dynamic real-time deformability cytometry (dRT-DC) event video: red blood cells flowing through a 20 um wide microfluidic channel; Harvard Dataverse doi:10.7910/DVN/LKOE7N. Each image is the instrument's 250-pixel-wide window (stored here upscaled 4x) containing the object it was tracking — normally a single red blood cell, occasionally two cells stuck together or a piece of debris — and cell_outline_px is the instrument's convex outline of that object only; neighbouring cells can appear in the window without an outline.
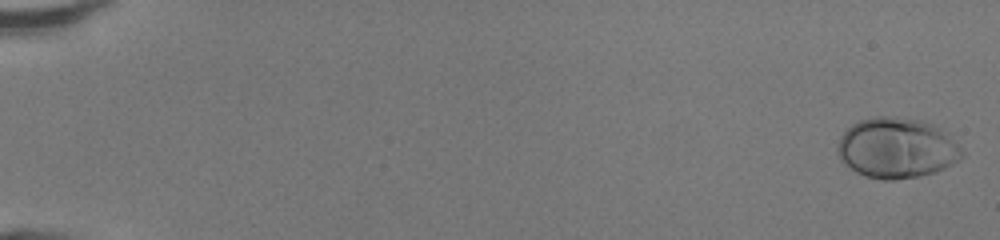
{"species": "human", "species_latin": "Homo sapiens", "temperature_condition": "room temperature", "stored_images_in_passage": 49, "camera_frame_rate_fps": 3000, "um_per_image_px": 0.085, "donor": {"sex": "female"}, "frame": {"image": 1, "passage_image": 1, "time_ms": 0.0, "image_size_px": [1000, 240], "cell_outline_px": [[964, 156], [960, 160], [944, 168], [920, 176], [892, 180], [884, 180], [864, 176], [856, 172], [844, 164], [840, 160], [836, 152], [836, 148], [840, 136], [852, 124], [860, 120], [876, 116], [888, 116], [924, 120], [940, 128], [964, 152]], "centroid_in_image_um": [76.18, 12.58], "position_along_channel_um": 8.8, "area_um2": 43.87}}
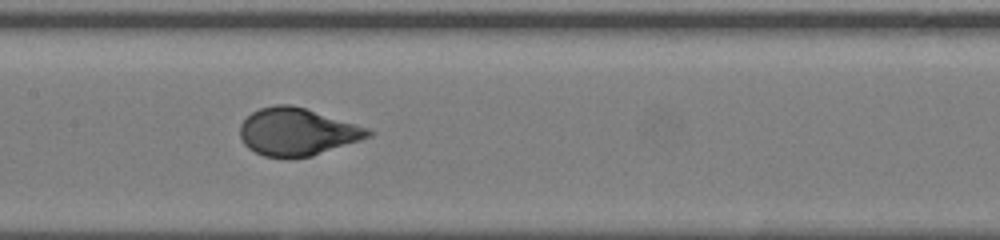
{"frame": {"image": 2, "passage_image": 26, "time_ms": 8.333, "image_size_px": [1000, 240], "cell_outline_px": [[376, 132], [372, 136], [312, 156], [288, 160], [264, 156], [248, 148], [244, 144], [240, 136], [240, 124], [252, 112], [260, 108], [276, 104], [288, 104], [304, 108], [368, 128]], "centroid_in_image_um": [25.24, 11.23], "position_along_channel_um": 182.2, "area_um2": 35.6}}
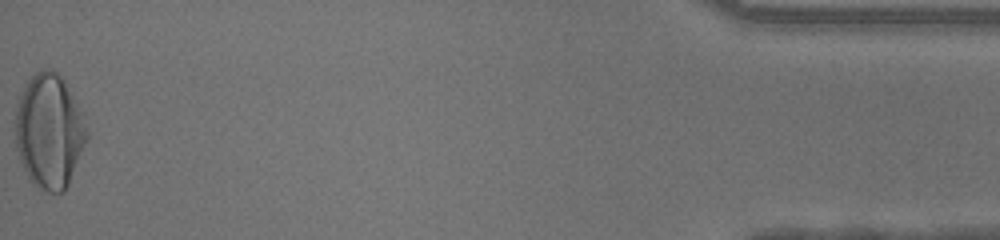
{"frame": {"image": 3, "passage_image": 49, "time_ms": 16.0, "image_size_px": [1000, 240], "cell_outline_px": [[88, 140], [68, 184], [64, 192], [48, 192], [32, 184], [28, 180], [20, 160], [16, 148], [16, 96], [24, 84], [36, 72], [44, 68], [48, 68], [56, 72], [64, 80], [84, 112], [88, 132]], "centroid_in_image_um": [4.19, 11.12], "position_along_channel_um": 431.0, "area_um2": 48.49}, "authors_computed_cell_mechanics": {"area_um2": 36.8764, "velocity_mm_per_s": 4.3207, "shape_relaxation_time_tau1_ms": 3.5316, "shape_relaxation_time_tau2_ms": null, "deformation_change_tau1": 0.2134, "deformation_change_tau2": null}}